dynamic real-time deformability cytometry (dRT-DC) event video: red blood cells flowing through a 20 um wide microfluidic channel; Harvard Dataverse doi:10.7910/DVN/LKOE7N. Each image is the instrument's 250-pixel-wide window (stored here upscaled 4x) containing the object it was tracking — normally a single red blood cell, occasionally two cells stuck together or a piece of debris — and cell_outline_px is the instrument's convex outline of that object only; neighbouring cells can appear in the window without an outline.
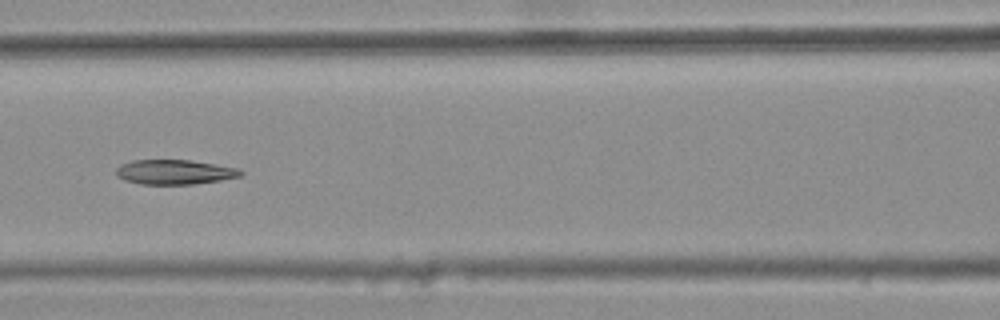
{"species": "common noctule bat (a hibernating species)", "species_latin": "Nyctalus noctula", "temperature_condition": "warm", "stored_images_in_passage": 6, "camera_frame_rate_fps": 3000, "um_per_image_px": 0.085, "animal": {"sex": "female", "body_mass_g": 25.1}, "frame": {"image": 1, "passage_image": 6, "time_ms": 1.667, "image_size_px": [1000, 320], "cell_outline_px": [[244, 172], [240, 176], [220, 180], [192, 184], [140, 184], [124, 180], [116, 176], [116, 168], [120, 164], [132, 160], [192, 160], [216, 164], [236, 168]], "centroid_in_image_um": [14.79, 14.62], "position_along_channel_um": 151.8, "area_um2": 17.92}}